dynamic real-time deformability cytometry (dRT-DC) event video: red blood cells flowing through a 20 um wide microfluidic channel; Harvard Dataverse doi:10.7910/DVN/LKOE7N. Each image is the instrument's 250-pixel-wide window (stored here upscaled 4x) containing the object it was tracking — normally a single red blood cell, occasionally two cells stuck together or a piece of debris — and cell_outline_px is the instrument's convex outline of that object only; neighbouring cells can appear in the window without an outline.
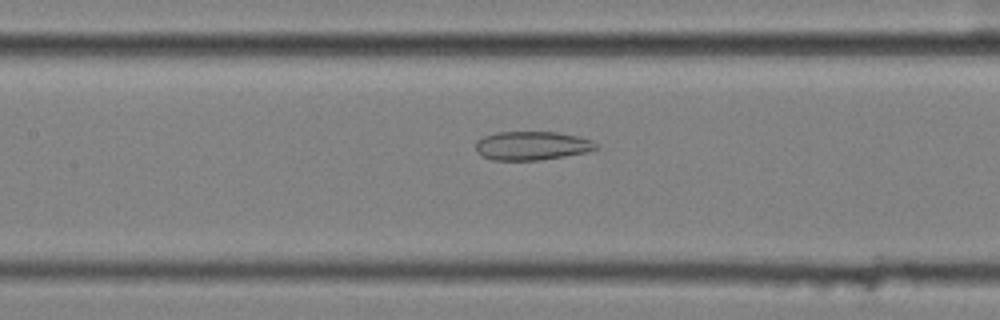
{"species": "common noctule bat (a hibernating species)", "species_latin": "Nyctalus noctula", "temperature_condition": "cold", "stored_images_in_passage": 43, "camera_frame_rate_fps": 3000, "um_per_image_px": 0.085, "animal": {"sex": "female", "body_mass_g": 25.1}, "frame": {"image": 1, "passage_image": 13, "time_ms": 4.0, "image_size_px": [1000, 320], "cell_outline_px": [[600, 144], [596, 148], [588, 152], [540, 160], [492, 160], [480, 156], [476, 152], [476, 140], [484, 136], [496, 132], [556, 132], [576, 136], [592, 140]], "centroid_in_image_um": [45.19, 12.39], "position_along_channel_um": 162.2, "area_um2": 20.29}}
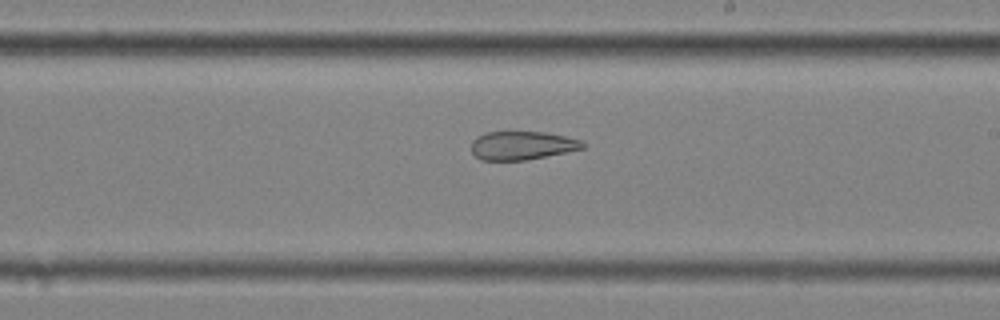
{"frame": {"image": 2, "passage_image": 20, "time_ms": 6.333, "image_size_px": [1000, 320], "cell_outline_px": [[588, 144], [584, 148], [524, 160], [480, 160], [472, 152], [472, 140], [476, 136], [484, 132], [544, 132], [564, 136], [580, 140]], "centroid_in_image_um": [44.35, 12.36], "position_along_channel_um": 244.7, "area_um2": 18.38}}
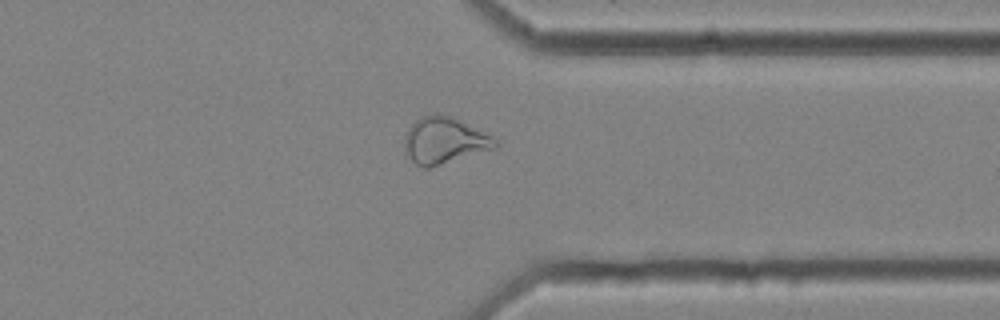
{"frame": {"image": 3, "passage_image": 31, "time_ms": 10.0, "image_size_px": [1000, 320], "cell_outline_px": [[500, 144], [496, 148], [428, 168], [424, 168], [416, 164], [404, 152], [404, 136], [408, 128], [420, 116], [432, 112], [436, 112], [452, 116], [492, 136]], "centroid_in_image_um": [37.74, 11.92], "position_along_channel_um": 373.7, "area_um2": 24.8}, "authors_computed_cell_mechanics": {"area_um2": 23.6402, "velocity_mm_per_s": 3.5431, "shape_relaxation_time_tau1_ms": null, "shape_relaxation_time_tau2_ms": 3.3111, "deformation_change_tau1": null, "deformation_change_tau2": 0.115}}